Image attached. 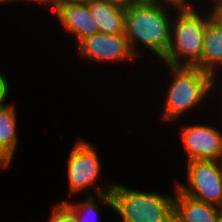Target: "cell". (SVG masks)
Listing matches in <instances>:
<instances>
[{
    "label": "cell",
    "mask_w": 222,
    "mask_h": 222,
    "mask_svg": "<svg viewBox=\"0 0 222 222\" xmlns=\"http://www.w3.org/2000/svg\"><path fill=\"white\" fill-rule=\"evenodd\" d=\"M166 66L173 78L166 90L162 119L173 122L211 97L213 75L197 67Z\"/></svg>",
    "instance_id": "3957f363"
},
{
    "label": "cell",
    "mask_w": 222,
    "mask_h": 222,
    "mask_svg": "<svg viewBox=\"0 0 222 222\" xmlns=\"http://www.w3.org/2000/svg\"><path fill=\"white\" fill-rule=\"evenodd\" d=\"M111 196L119 222H174L175 191L172 196L114 183Z\"/></svg>",
    "instance_id": "277c9868"
},
{
    "label": "cell",
    "mask_w": 222,
    "mask_h": 222,
    "mask_svg": "<svg viewBox=\"0 0 222 222\" xmlns=\"http://www.w3.org/2000/svg\"><path fill=\"white\" fill-rule=\"evenodd\" d=\"M14 104L0 105V144L15 157L18 145L17 114Z\"/></svg>",
    "instance_id": "5bb4252c"
},
{
    "label": "cell",
    "mask_w": 222,
    "mask_h": 222,
    "mask_svg": "<svg viewBox=\"0 0 222 222\" xmlns=\"http://www.w3.org/2000/svg\"><path fill=\"white\" fill-rule=\"evenodd\" d=\"M174 222H217L220 208L182 193L176 186Z\"/></svg>",
    "instance_id": "8fae6325"
},
{
    "label": "cell",
    "mask_w": 222,
    "mask_h": 222,
    "mask_svg": "<svg viewBox=\"0 0 222 222\" xmlns=\"http://www.w3.org/2000/svg\"><path fill=\"white\" fill-rule=\"evenodd\" d=\"M7 1V3L9 2H11L12 3V1L14 2V1H19V0H6ZM21 1H26V2H34V4L35 3H37V4H40V6H41V4L43 5V6H48V5H50V7L51 8H53V10L52 11H56V9H57V7H58V4L61 2V0H21Z\"/></svg>",
    "instance_id": "d6986e66"
},
{
    "label": "cell",
    "mask_w": 222,
    "mask_h": 222,
    "mask_svg": "<svg viewBox=\"0 0 222 222\" xmlns=\"http://www.w3.org/2000/svg\"><path fill=\"white\" fill-rule=\"evenodd\" d=\"M138 1L140 2V1H155V0H138Z\"/></svg>",
    "instance_id": "4316f807"
},
{
    "label": "cell",
    "mask_w": 222,
    "mask_h": 222,
    "mask_svg": "<svg viewBox=\"0 0 222 222\" xmlns=\"http://www.w3.org/2000/svg\"><path fill=\"white\" fill-rule=\"evenodd\" d=\"M210 2H212V0H209ZM215 0H213V2H214ZM189 2H190V4H189ZM192 3V0L190 1V0H182V6H194V7H196L193 3Z\"/></svg>",
    "instance_id": "603a6c76"
},
{
    "label": "cell",
    "mask_w": 222,
    "mask_h": 222,
    "mask_svg": "<svg viewBox=\"0 0 222 222\" xmlns=\"http://www.w3.org/2000/svg\"><path fill=\"white\" fill-rule=\"evenodd\" d=\"M94 0H61V2H70V3H83V4H87L90 3Z\"/></svg>",
    "instance_id": "7402d4cb"
},
{
    "label": "cell",
    "mask_w": 222,
    "mask_h": 222,
    "mask_svg": "<svg viewBox=\"0 0 222 222\" xmlns=\"http://www.w3.org/2000/svg\"><path fill=\"white\" fill-rule=\"evenodd\" d=\"M54 14L65 31L73 34L77 45L83 39L99 33V27L87 4L60 2Z\"/></svg>",
    "instance_id": "9c48e42d"
},
{
    "label": "cell",
    "mask_w": 222,
    "mask_h": 222,
    "mask_svg": "<svg viewBox=\"0 0 222 222\" xmlns=\"http://www.w3.org/2000/svg\"><path fill=\"white\" fill-rule=\"evenodd\" d=\"M187 162V185L176 180L177 188L199 201L220 206L222 199V161L192 160Z\"/></svg>",
    "instance_id": "8992f818"
},
{
    "label": "cell",
    "mask_w": 222,
    "mask_h": 222,
    "mask_svg": "<svg viewBox=\"0 0 222 222\" xmlns=\"http://www.w3.org/2000/svg\"><path fill=\"white\" fill-rule=\"evenodd\" d=\"M84 200L79 203L61 202L71 212L73 222H97L100 204L113 209L111 193L94 194L92 196L87 195Z\"/></svg>",
    "instance_id": "4fadbf2b"
},
{
    "label": "cell",
    "mask_w": 222,
    "mask_h": 222,
    "mask_svg": "<svg viewBox=\"0 0 222 222\" xmlns=\"http://www.w3.org/2000/svg\"><path fill=\"white\" fill-rule=\"evenodd\" d=\"M101 166L97 149L87 140L78 138L69 154L67 163L69 195L84 191L83 193L87 192L88 196H92L90 190L94 188L93 191L96 195L111 193L114 182L106 183V187L96 183L102 174Z\"/></svg>",
    "instance_id": "5b68a950"
},
{
    "label": "cell",
    "mask_w": 222,
    "mask_h": 222,
    "mask_svg": "<svg viewBox=\"0 0 222 222\" xmlns=\"http://www.w3.org/2000/svg\"><path fill=\"white\" fill-rule=\"evenodd\" d=\"M217 222H222V210H220L219 213H218Z\"/></svg>",
    "instance_id": "cb8c5ba5"
},
{
    "label": "cell",
    "mask_w": 222,
    "mask_h": 222,
    "mask_svg": "<svg viewBox=\"0 0 222 222\" xmlns=\"http://www.w3.org/2000/svg\"><path fill=\"white\" fill-rule=\"evenodd\" d=\"M194 67L213 75L212 92L214 93L213 89H216L218 83L217 69L222 68V25L213 17L209 19L206 26L201 60Z\"/></svg>",
    "instance_id": "30bf717a"
},
{
    "label": "cell",
    "mask_w": 222,
    "mask_h": 222,
    "mask_svg": "<svg viewBox=\"0 0 222 222\" xmlns=\"http://www.w3.org/2000/svg\"><path fill=\"white\" fill-rule=\"evenodd\" d=\"M5 3H7L6 0H0V4H5Z\"/></svg>",
    "instance_id": "d4e9b609"
},
{
    "label": "cell",
    "mask_w": 222,
    "mask_h": 222,
    "mask_svg": "<svg viewBox=\"0 0 222 222\" xmlns=\"http://www.w3.org/2000/svg\"><path fill=\"white\" fill-rule=\"evenodd\" d=\"M47 222H73L71 212L62 204L53 206Z\"/></svg>",
    "instance_id": "9a60e30c"
},
{
    "label": "cell",
    "mask_w": 222,
    "mask_h": 222,
    "mask_svg": "<svg viewBox=\"0 0 222 222\" xmlns=\"http://www.w3.org/2000/svg\"><path fill=\"white\" fill-rule=\"evenodd\" d=\"M13 156L0 144V169H7L13 163Z\"/></svg>",
    "instance_id": "e0dca14e"
},
{
    "label": "cell",
    "mask_w": 222,
    "mask_h": 222,
    "mask_svg": "<svg viewBox=\"0 0 222 222\" xmlns=\"http://www.w3.org/2000/svg\"><path fill=\"white\" fill-rule=\"evenodd\" d=\"M87 6L99 27V33L125 34L126 10L111 5L105 0H94L87 3Z\"/></svg>",
    "instance_id": "7c38bea8"
},
{
    "label": "cell",
    "mask_w": 222,
    "mask_h": 222,
    "mask_svg": "<svg viewBox=\"0 0 222 222\" xmlns=\"http://www.w3.org/2000/svg\"><path fill=\"white\" fill-rule=\"evenodd\" d=\"M181 140L187 153V161H222V131L215 126L184 125L181 130Z\"/></svg>",
    "instance_id": "ba28073f"
},
{
    "label": "cell",
    "mask_w": 222,
    "mask_h": 222,
    "mask_svg": "<svg viewBox=\"0 0 222 222\" xmlns=\"http://www.w3.org/2000/svg\"><path fill=\"white\" fill-rule=\"evenodd\" d=\"M106 2L116 7L128 10L132 5L137 4L138 0H105Z\"/></svg>",
    "instance_id": "ffe728a7"
},
{
    "label": "cell",
    "mask_w": 222,
    "mask_h": 222,
    "mask_svg": "<svg viewBox=\"0 0 222 222\" xmlns=\"http://www.w3.org/2000/svg\"><path fill=\"white\" fill-rule=\"evenodd\" d=\"M219 208H220V210H222V199H221Z\"/></svg>",
    "instance_id": "484cf974"
},
{
    "label": "cell",
    "mask_w": 222,
    "mask_h": 222,
    "mask_svg": "<svg viewBox=\"0 0 222 222\" xmlns=\"http://www.w3.org/2000/svg\"><path fill=\"white\" fill-rule=\"evenodd\" d=\"M174 9L176 17L171 22L170 45L160 61L169 66L194 67L201 60L206 26L212 17L211 10H208L209 14H201L194 6Z\"/></svg>",
    "instance_id": "7a4b0ae2"
},
{
    "label": "cell",
    "mask_w": 222,
    "mask_h": 222,
    "mask_svg": "<svg viewBox=\"0 0 222 222\" xmlns=\"http://www.w3.org/2000/svg\"><path fill=\"white\" fill-rule=\"evenodd\" d=\"M211 7H207L211 9L212 17L222 25V0H215L212 2Z\"/></svg>",
    "instance_id": "ac0fdd59"
},
{
    "label": "cell",
    "mask_w": 222,
    "mask_h": 222,
    "mask_svg": "<svg viewBox=\"0 0 222 222\" xmlns=\"http://www.w3.org/2000/svg\"><path fill=\"white\" fill-rule=\"evenodd\" d=\"M80 57L89 60L102 62L103 64L135 61L137 56L129 46L125 34H103L97 33L83 39L77 45ZM135 59V60H134ZM105 62V63H104Z\"/></svg>",
    "instance_id": "52a82bcc"
},
{
    "label": "cell",
    "mask_w": 222,
    "mask_h": 222,
    "mask_svg": "<svg viewBox=\"0 0 222 222\" xmlns=\"http://www.w3.org/2000/svg\"><path fill=\"white\" fill-rule=\"evenodd\" d=\"M10 87L8 79L0 73V105L6 104V99L9 97Z\"/></svg>",
    "instance_id": "2e32d148"
},
{
    "label": "cell",
    "mask_w": 222,
    "mask_h": 222,
    "mask_svg": "<svg viewBox=\"0 0 222 222\" xmlns=\"http://www.w3.org/2000/svg\"><path fill=\"white\" fill-rule=\"evenodd\" d=\"M171 6L173 10L179 7L159 1H140L126 10L125 36L137 57L140 55L137 51L138 45L153 53L152 55L158 57L159 61L166 55L170 45L173 17V14L168 12Z\"/></svg>",
    "instance_id": "6da1fadb"
},
{
    "label": "cell",
    "mask_w": 222,
    "mask_h": 222,
    "mask_svg": "<svg viewBox=\"0 0 222 222\" xmlns=\"http://www.w3.org/2000/svg\"><path fill=\"white\" fill-rule=\"evenodd\" d=\"M155 1L171 3L173 5L182 6V0H155Z\"/></svg>",
    "instance_id": "44dd1931"
}]
</instances>
